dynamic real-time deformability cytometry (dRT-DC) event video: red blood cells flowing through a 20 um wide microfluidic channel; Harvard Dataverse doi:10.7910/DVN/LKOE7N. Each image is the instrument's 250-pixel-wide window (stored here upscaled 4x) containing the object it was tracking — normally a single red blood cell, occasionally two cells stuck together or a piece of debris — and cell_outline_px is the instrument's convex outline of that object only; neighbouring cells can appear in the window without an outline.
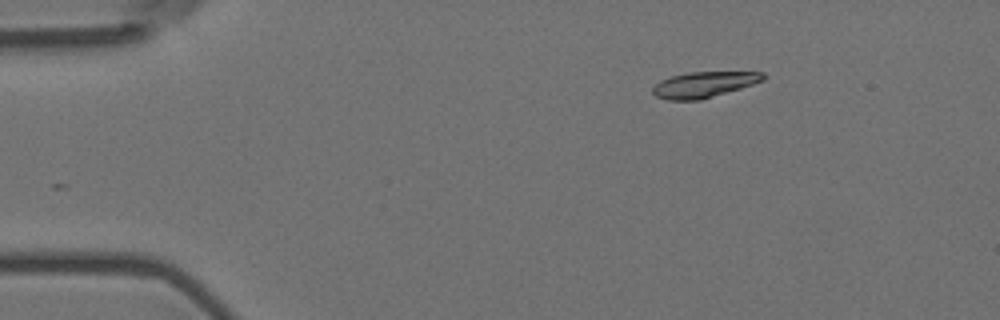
{"species": "Egyptian fruit bat (a non-hibernating species)", "species_latin": "Rousettus aegyptiacus", "temperature_condition": "room temperature", "stored_images_in_passage": 49, "camera_frame_rate_fps": 3000, "um_per_image_px": 0.085, "animal": {"sex": "female"}, "frame": {"image": 1, "passage_image": 1, "time_ms": 0.0, "image_size_px": [1000, 320], "cell_outline_px": [[764, 80], [740, 88], [700, 100], [668, 100], [656, 96], [652, 92], [652, 88], [660, 80], [672, 76], [688, 72], [764, 72]], "centroid_in_image_um": [59.8, 7.19], "position_along_channel_um": 25.2, "area_um2": 16.36}}
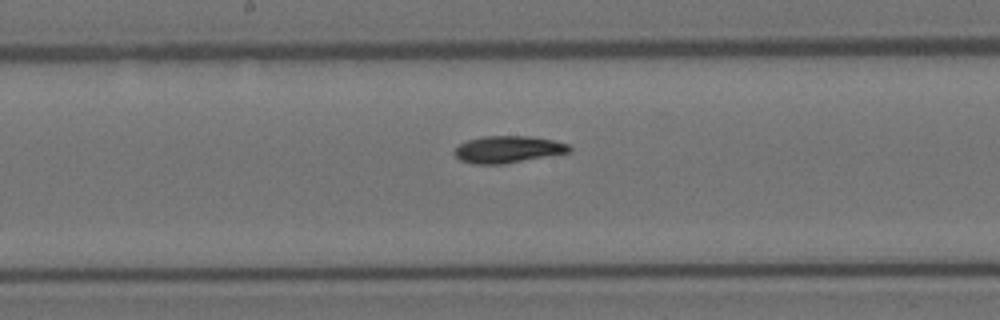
{"frame": {"image": 2, "passage_image": 22, "time_ms": 7.0, "image_size_px": [1000, 320], "cell_outline_px": [[572, 152], [504, 164], [472, 164], [460, 160], [452, 152], [460, 144], [468, 140], [484, 136], [528, 136], [552, 140], [568, 144], [572, 148]], "centroid_in_image_um": [43.18, 12.71], "position_along_channel_um": 205.0, "area_um2": 18.09}}
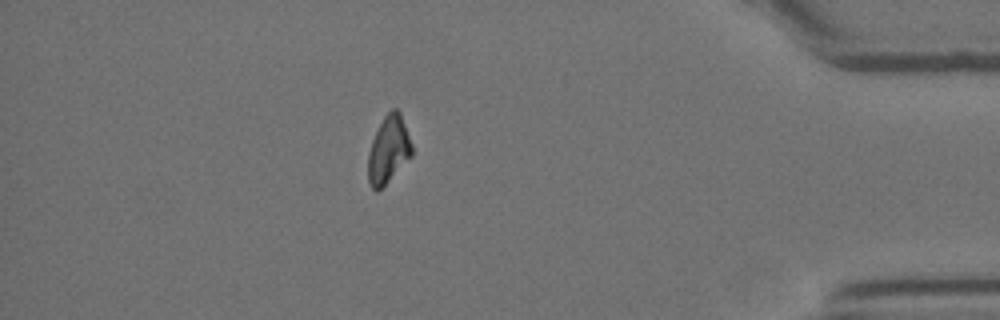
{"frame": {"image": 3, "passage_image": 42, "time_ms": 13.667, "image_size_px": [1000, 320], "cell_outline_px": [[412, 156], [376, 192], [372, 188], [368, 180], [368, 152], [372, 140], [384, 116], [392, 108], [396, 108], [400, 112], [412, 144]], "centroid_in_image_um": [33.02, 12.7], "position_along_channel_um": 402.2, "area_um2": 16.88}, "authors_computed_cell_mechanics": {"area_um2": 17.629, "velocity_mm_per_s": 3.5751, "shape_relaxation_time_tau1_ms": 9.5724, "shape_relaxation_time_tau2_ms": null, "deformation_change_tau1": 0.2134, "deformation_change_tau2": null}}